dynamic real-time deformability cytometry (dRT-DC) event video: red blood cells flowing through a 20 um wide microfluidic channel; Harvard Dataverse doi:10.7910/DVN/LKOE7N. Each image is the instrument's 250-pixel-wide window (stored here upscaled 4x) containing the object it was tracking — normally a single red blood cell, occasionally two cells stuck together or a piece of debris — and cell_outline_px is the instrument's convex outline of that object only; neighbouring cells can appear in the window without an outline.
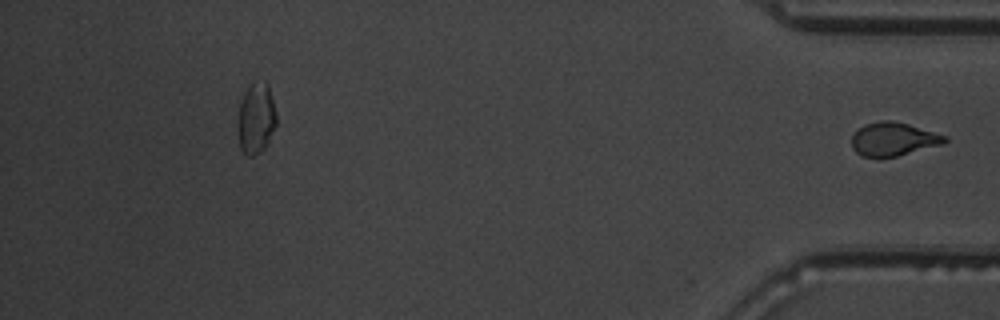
{"species": "common noctule bat (a hibernating species)", "species_latin": "Nyctalus noctula", "temperature_condition": "warm", "stored_images_in_passage": 40, "segment_of_instrument_passage": [2, 2], "camera_frame_rate_fps": 3000, "um_per_image_px": 0.085, "animal": {"sex": "male", "body_mass_g": 19.5, "forearm_length_mm": 54.6}, "frame": {"image": 1, "passage_image": 40, "time_ms": 13.0, "image_size_px": [1000, 320], "cell_outline_px": [[948, 140], [944, 144], [880, 160], [860, 156], [852, 148], [852, 132], [864, 124], [884, 120], [892, 120], [908, 124], [948, 136]], "centroid_in_image_um": [75.9, 11.85], "position_along_channel_um": 359.3, "area_um2": 18.67}}